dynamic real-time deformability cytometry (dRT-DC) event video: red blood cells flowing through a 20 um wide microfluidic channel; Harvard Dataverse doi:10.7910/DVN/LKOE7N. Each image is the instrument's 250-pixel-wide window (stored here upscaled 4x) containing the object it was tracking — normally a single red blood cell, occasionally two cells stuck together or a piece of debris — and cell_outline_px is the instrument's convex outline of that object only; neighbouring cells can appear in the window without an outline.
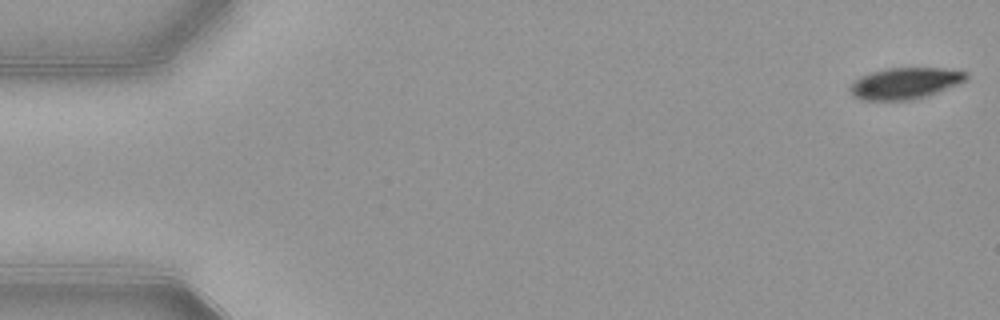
{"species": "common noctule bat (a hibernating species)", "species_latin": "Nyctalus noctula", "temperature_condition": "warm", "stored_images_in_passage": 53, "camera_frame_rate_fps": 3000, "um_per_image_px": 0.085, "animal": {"sex": "female", "body_mass_g": 21.9}, "frame": {"image": 1, "passage_image": 1, "time_ms": 0.0, "image_size_px": [1000, 320], "cell_outline_px": [[968, 80], [928, 96], [916, 100], [860, 100], [852, 96], [848, 88], [860, 76], [872, 72], [888, 68], [944, 68], [968, 72]], "centroid_in_image_um": [76.94, 7.09], "position_along_channel_um": 8.1, "area_um2": 21.44}}
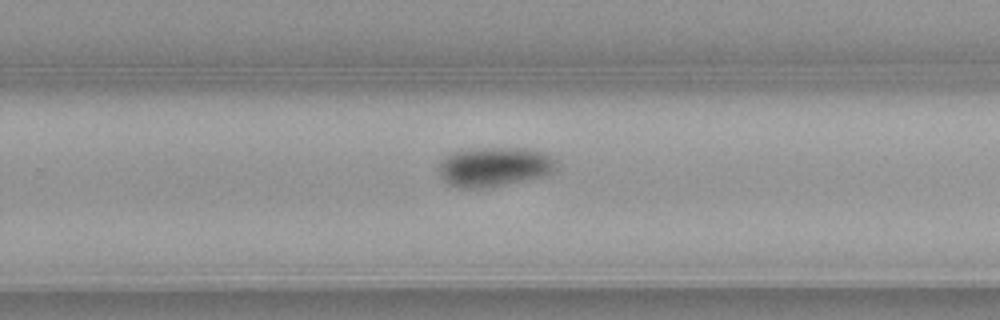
{"frame": {"image": 2, "passage_image": 34, "time_ms": 11.0, "image_size_px": [1000, 320], "cell_outline_px": [[556, 168], [552, 172], [544, 176], [484, 188], [460, 188], [448, 184], [440, 176], [436, 168], [444, 156], [460, 148], [528, 148], [544, 152], [556, 160]], "centroid_in_image_um": [41.95, 14.15], "position_along_channel_um": 287.8, "area_um2": 27.46}}
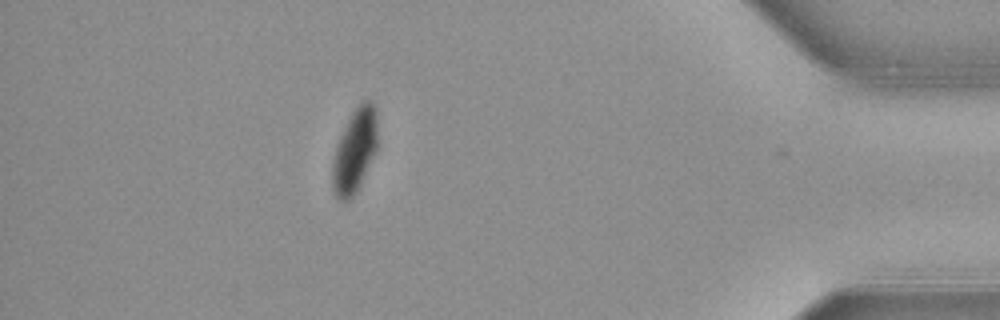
{"frame": {"image": 3, "passage_image": 47, "time_ms": 15.333, "image_size_px": [1000, 320], "cell_outline_px": [[376, 152], [356, 192], [348, 200], [336, 200], [332, 188], [332, 160], [336, 144], [352, 112], [360, 100], [368, 100], [376, 108]], "centroid_in_image_um": [30.12, 12.82], "position_along_channel_um": 405.1, "area_um2": 22.02}, "authors_computed_cell_mechanics": {"area_um2": 24.9696, "velocity_mm_per_s": 3.8731, "shape_relaxation_time_tau1_ms": 2.5398, "shape_relaxation_time_tau2_ms": null, "deformation_change_tau1": 0.118, "deformation_change_tau2": null}}